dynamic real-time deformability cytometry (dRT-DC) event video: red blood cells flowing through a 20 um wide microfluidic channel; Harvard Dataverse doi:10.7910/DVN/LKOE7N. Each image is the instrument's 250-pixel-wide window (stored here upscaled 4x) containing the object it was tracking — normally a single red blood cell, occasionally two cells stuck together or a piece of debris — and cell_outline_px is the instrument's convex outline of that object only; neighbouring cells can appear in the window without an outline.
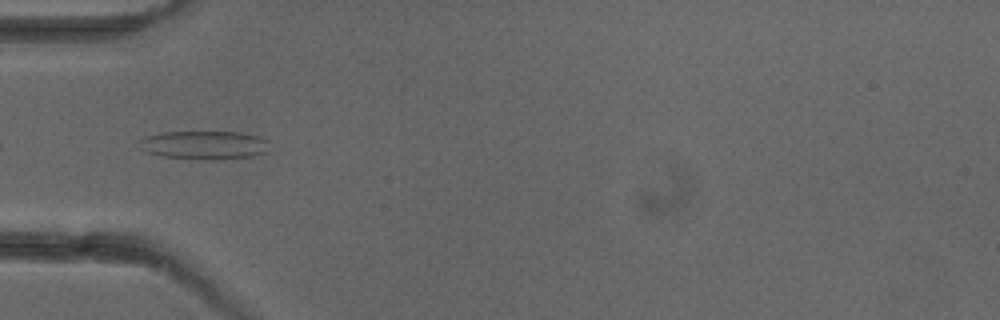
{"species": "common noctule bat (a hibernating species)", "species_latin": "Nyctalus noctula", "temperature_condition": "cold", "stored_images_in_passage": 2, "camera_frame_rate_fps": 3000, "um_per_image_px": 0.085, "animal": {"sex": "female"}, "frame": {"image": 1, "passage_image": 2, "time_ms": 1.0, "image_size_px": [1000, 320], "cell_outline_px": [[268, 152], [256, 156], [220, 160], [204, 160], [164, 156], [148, 152], [140, 140], [148, 136], [160, 132], [240, 132], [260, 136], [268, 140]], "centroid_in_image_um": [17.5, 12.34], "position_along_channel_um": 67.5, "area_um2": 21.62}}